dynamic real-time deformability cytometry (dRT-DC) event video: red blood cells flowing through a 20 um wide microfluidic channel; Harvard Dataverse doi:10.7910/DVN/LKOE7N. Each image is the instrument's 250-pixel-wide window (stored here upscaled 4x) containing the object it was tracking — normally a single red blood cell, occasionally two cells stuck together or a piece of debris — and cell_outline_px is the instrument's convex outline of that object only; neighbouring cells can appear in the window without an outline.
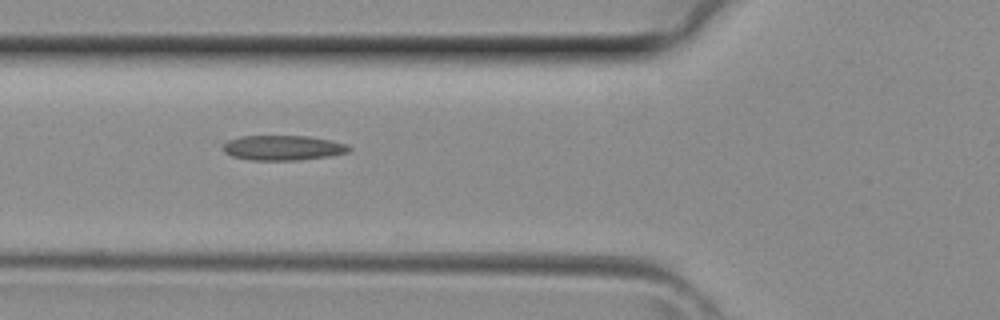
{"species": "common noctule bat (a hibernating species)", "species_latin": "Nyctalus noctula", "temperature_condition": "room temperature", "stored_images_in_passage": 4, "camera_frame_rate_fps": 3000, "um_per_image_px": 0.085, "animal": {"sex": "female", "body_mass_g": 29.2, "forearm_length_mm": 56.3}, "frame": {"image": 1, "passage_image": 4, "time_ms": 1.0, "image_size_px": [1000, 320], "cell_outline_px": [[352, 148], [348, 152], [332, 156], [300, 160], [248, 160], [232, 156], [224, 152], [224, 144], [228, 140], [240, 136], [308, 136], [332, 140], [348, 144]], "centroid_in_image_um": [24.09, 12.56], "position_along_channel_um": 101.7, "area_um2": 18.5}}